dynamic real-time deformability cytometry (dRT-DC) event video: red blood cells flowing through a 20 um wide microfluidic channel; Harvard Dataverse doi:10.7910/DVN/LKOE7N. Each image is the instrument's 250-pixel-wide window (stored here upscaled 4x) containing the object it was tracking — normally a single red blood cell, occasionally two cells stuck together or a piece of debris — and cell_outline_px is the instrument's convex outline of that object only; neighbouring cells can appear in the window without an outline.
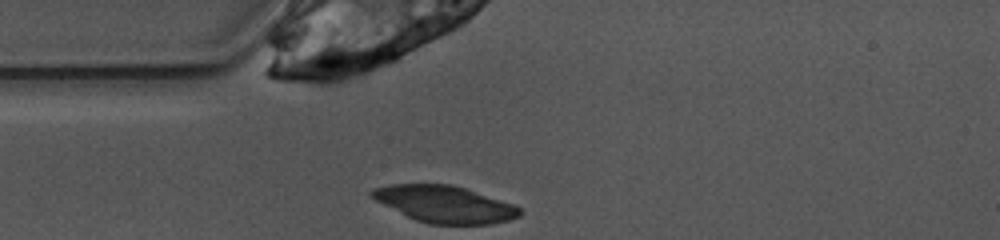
{"species": "common noctule bat (a hibernating species)", "species_latin": "Nyctalus noctula", "temperature_condition": "warm", "stored_images_in_passage": 39, "camera_frame_rate_fps": 3000, "um_per_image_px": 0.085, "animal": {"sex": "female", "body_mass_g": 10.0, "forearm_length_mm": 53.1}, "frame": {"image": 1, "passage_image": 1, "time_ms": 0.0, "image_size_px": [1000, 240], "cell_outline_px": [[524, 212], [520, 216], [508, 220], [492, 224], [432, 224], [416, 220], [368, 196], [368, 192], [372, 188], [392, 184], [452, 184], [512, 204], [520, 208]], "centroid_in_image_um": [37.79, 17.35], "position_along_channel_um": 47.2, "area_um2": 31.44}}
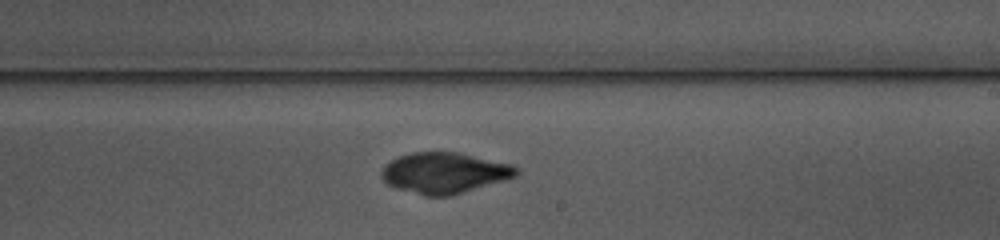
{"frame": {"image": 2, "passage_image": 17, "time_ms": 5.333, "image_size_px": [1000, 240], "cell_outline_px": [[520, 172], [516, 176], [504, 180], [448, 196], [424, 196], [396, 188], [388, 184], [380, 176], [380, 172], [384, 164], [400, 156], [412, 152], [460, 152], [512, 164], [520, 168]], "centroid_in_image_um": [37.77, 14.68], "position_along_channel_um": 251.2, "area_um2": 32.14}}
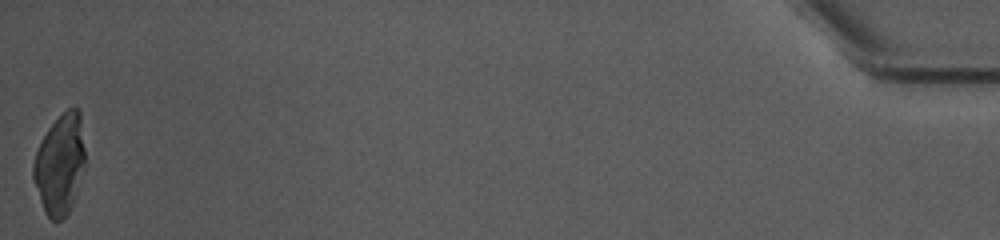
{"frame": {"image": 3, "passage_image": 39, "time_ms": 12.667, "image_size_px": [1000, 240], "cell_outline_px": [[84, 164], [72, 204], [68, 212], [60, 220], [52, 220], [44, 212], [32, 176], [32, 164], [36, 152], [48, 128], [68, 108], [80, 108], [84, 148]], "centroid_in_image_um": [5.08, 13.95], "position_along_channel_um": 430.1, "area_um2": 29.65}}